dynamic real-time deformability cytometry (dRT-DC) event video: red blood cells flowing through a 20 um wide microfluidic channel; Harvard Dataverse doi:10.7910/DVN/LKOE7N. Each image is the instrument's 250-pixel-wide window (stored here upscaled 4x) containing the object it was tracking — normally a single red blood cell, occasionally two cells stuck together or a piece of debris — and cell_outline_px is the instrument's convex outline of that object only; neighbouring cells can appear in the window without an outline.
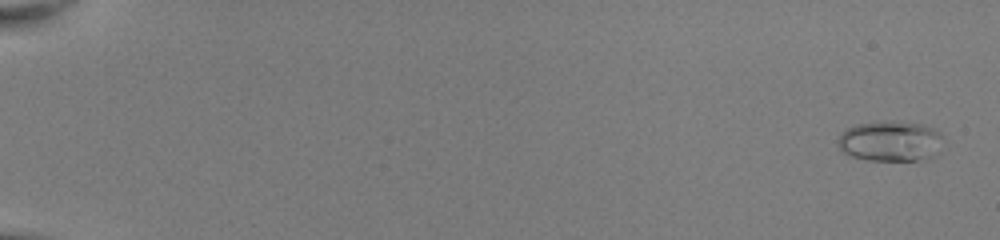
{"species": "common noctule bat (a hibernating species)", "species_latin": "Nyctalus noctula", "temperature_condition": "room temperature", "stored_images_in_passage": 52, "camera_frame_rate_fps": 3000, "um_per_image_px": 0.085, "animal": {"sex": "female", "body_mass_g": 22.0, "forearm_length_mm": 56.7}, "frame": {"image": 1, "passage_image": 2, "time_ms": 0.333, "image_size_px": [1000, 240], "cell_outline_px": [[940, 136], [936, 156], [920, 160], [868, 160], [852, 156], [844, 152], [836, 144], [836, 140], [848, 128], [856, 124], [892, 120], [920, 124], [936, 128], [940, 132]], "centroid_in_image_um": [75.66, 11.99], "position_along_channel_um": 9.3, "area_um2": 24.68}}
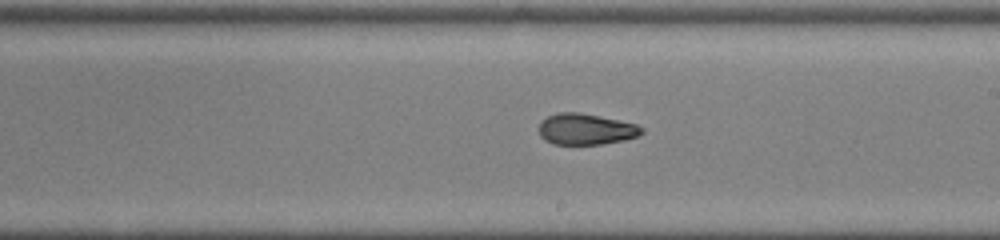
{"frame": {"image": 2, "passage_image": 33, "time_ms": 10.667, "image_size_px": [1000, 240], "cell_outline_px": [[644, 132], [636, 136], [624, 140], [600, 144], [552, 144], [544, 140], [540, 136], [540, 120], [556, 112], [580, 112], [600, 116], [636, 124], [644, 128]], "centroid_in_image_um": [49.77, 10.97], "position_along_channel_um": 239.2, "area_um2": 18.67}}
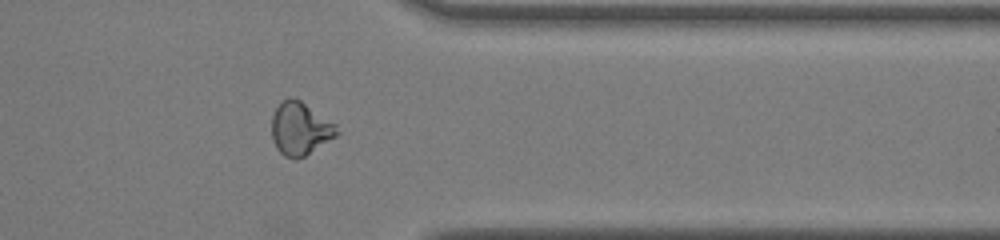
{"frame": {"image": 3, "passage_image": 44, "time_ms": 14.333, "image_size_px": [1000, 240], "cell_outline_px": [[340, 132], [336, 136], [304, 156], [296, 160], [284, 156], [276, 148], [272, 140], [272, 116], [276, 108], [288, 96], [292, 96], [300, 100], [336, 124]], "centroid_in_image_um": [25.5, 10.94], "position_along_channel_um": 385.9, "area_um2": 20.06}, "authors_computed_cell_mechanics": {"area_um2": 19.7676, "velocity_mm_per_s": 4.07, "shape_relaxation_time_tau1_ms": 9.805, "shape_relaxation_time_tau2_ms": 2.0396, "deformation_change_tau1": 0.2816, "deformation_change_tau2": 0.091}}